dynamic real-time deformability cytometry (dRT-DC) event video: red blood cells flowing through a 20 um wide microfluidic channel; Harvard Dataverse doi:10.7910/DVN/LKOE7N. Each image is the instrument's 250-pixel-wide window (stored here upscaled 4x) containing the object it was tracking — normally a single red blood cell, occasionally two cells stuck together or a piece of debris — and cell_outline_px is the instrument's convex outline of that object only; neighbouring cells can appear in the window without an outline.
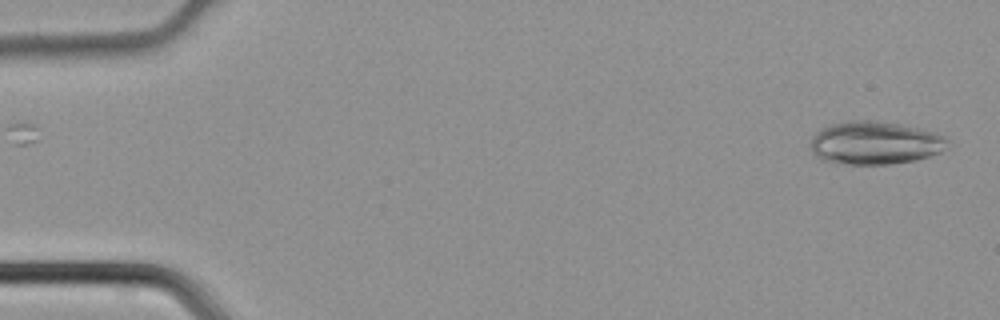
{"species": "common noctule bat (a hibernating species)", "species_latin": "Nyctalus noctula", "temperature_condition": "cold", "stored_images_in_passage": 43, "camera_frame_rate_fps": 3000, "um_per_image_px": 0.085, "animal": {"sex": "male", "body_mass_g": 21.5, "forearm_length_mm": 52.0}, "frame": {"image": 1, "passage_image": 1, "time_ms": 0.0, "image_size_px": [1000, 320], "cell_outline_px": [[948, 140], [940, 152], [928, 156], [912, 160], [888, 164], [836, 164], [820, 160], [812, 152], [812, 136], [820, 128], [832, 124], [848, 120], [876, 120], [916, 128], [932, 132], [944, 136]], "centroid_in_image_um": [74.28, 12.15], "position_along_channel_um": 10.7, "area_um2": 34.1}}
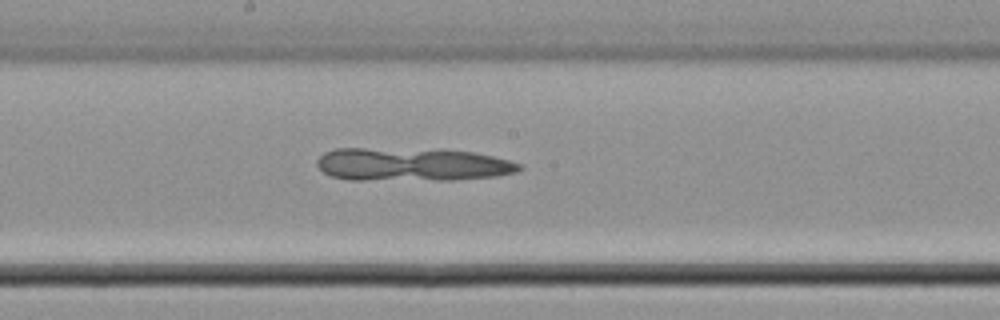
{"frame": {"image": 2, "passage_image": 23, "time_ms": 7.333, "image_size_px": [1000, 320], "cell_outline_px": [[524, 168], [516, 172], [496, 176], [452, 180], [348, 180], [332, 176], [324, 172], [316, 164], [316, 160], [324, 152], [336, 148], [440, 148], [472, 152], [492, 156], [508, 160], [520, 164]], "centroid_in_image_um": [35.01, 13.96], "position_along_channel_um": 213.2, "area_um2": 39.88}}
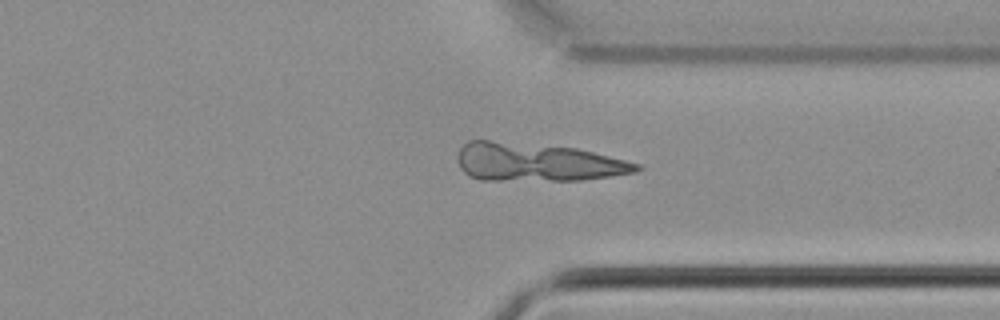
{"frame": {"image": 3, "passage_image": 33, "time_ms": 10.667, "image_size_px": [1000, 320], "cell_outline_px": [[644, 168], [636, 172], [580, 180], [480, 180], [468, 176], [460, 168], [456, 160], [456, 156], [460, 148], [468, 140], [488, 140], [576, 148], [640, 164]], "centroid_in_image_um": [45.59, 13.79], "position_along_channel_um": 365.8, "area_um2": 39.77}}